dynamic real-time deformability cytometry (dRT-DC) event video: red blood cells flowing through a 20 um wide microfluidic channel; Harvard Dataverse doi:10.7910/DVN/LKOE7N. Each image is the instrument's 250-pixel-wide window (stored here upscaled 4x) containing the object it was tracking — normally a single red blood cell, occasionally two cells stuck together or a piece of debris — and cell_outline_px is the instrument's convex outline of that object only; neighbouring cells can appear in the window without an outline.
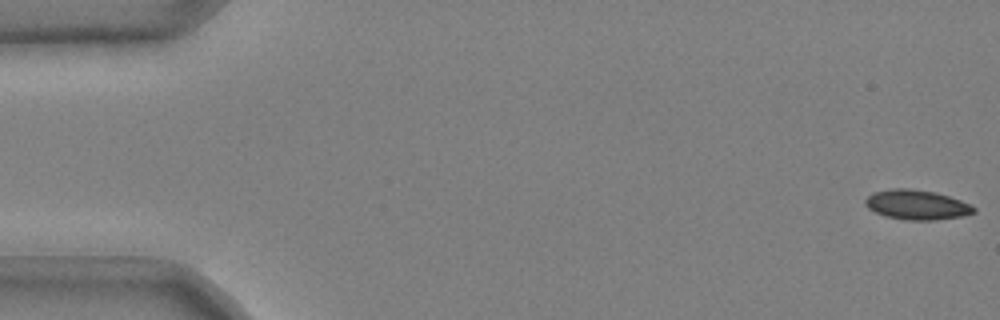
{"species": "common noctule bat (a hibernating species)", "species_latin": "Nyctalus noctula", "temperature_condition": "cold", "stored_images_in_passage": 52, "camera_frame_rate_fps": 3000, "um_per_image_px": 0.085, "animal": {"sex": "male", "body_mass_g": 20.4}, "frame": {"image": 1, "passage_image": 1, "time_ms": 0.0, "image_size_px": [1000, 320], "cell_outline_px": [[976, 212], [964, 216], [936, 220], [904, 220], [884, 216], [868, 208], [864, 204], [864, 200], [872, 192], [892, 188], [912, 188], [936, 192], [960, 200], [976, 208]], "centroid_in_image_um": [77.9, 17.4], "position_along_channel_um": 7.1, "area_um2": 19.02}}
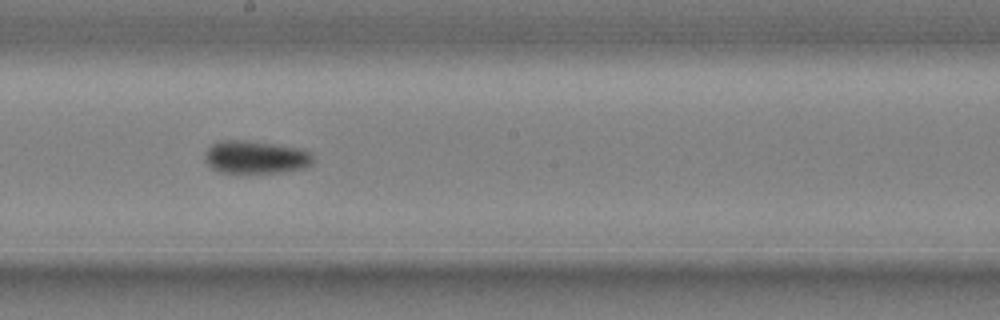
{"frame": {"image": 2, "passage_image": 30, "time_ms": 9.667, "image_size_px": [1000, 320], "cell_outline_px": [[312, 164], [308, 168], [284, 172], [220, 172], [212, 168], [204, 160], [204, 156], [208, 148], [212, 144], [220, 140], [244, 140], [300, 148], [308, 152], [312, 156]], "centroid_in_image_um": [21.73, 13.36], "position_along_channel_um": 226.5, "area_um2": 20.63}}
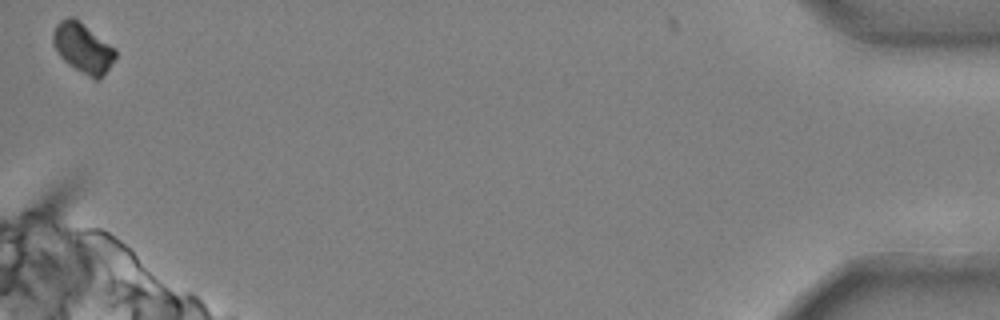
{"frame": {"image": 3, "passage_image": 52, "time_ms": 17.0, "image_size_px": [1000, 320], "cell_outline_px": [[116, 56], [104, 76], [100, 80], [96, 80], [88, 76], [64, 60], [56, 52], [52, 44], [52, 32], [56, 24], [60, 20], [68, 16], [76, 20], [108, 44], [116, 52]], "centroid_in_image_um": [7.0, 4.1], "position_along_channel_um": 428.2, "area_um2": 17.51}, "authors_computed_cell_mechanics": {"area_um2": 19.2763, "velocity_mm_per_s": 3.698, "shape_relaxation_time_tau1_ms": 8.2159, "shape_relaxation_time_tau2_ms": null, "deformation_change_tau1": 0.1248, "deformation_change_tau2": null}}